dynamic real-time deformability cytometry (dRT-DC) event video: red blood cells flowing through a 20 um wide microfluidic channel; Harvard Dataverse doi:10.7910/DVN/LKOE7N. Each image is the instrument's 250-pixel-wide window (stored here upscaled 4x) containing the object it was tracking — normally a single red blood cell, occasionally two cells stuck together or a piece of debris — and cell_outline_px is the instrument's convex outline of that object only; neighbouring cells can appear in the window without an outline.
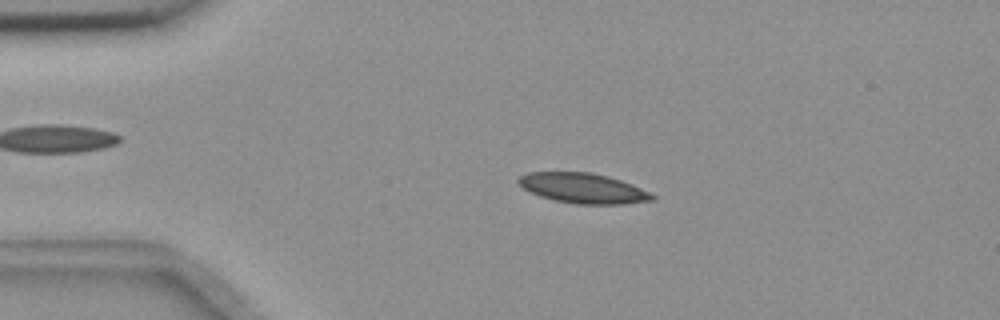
{"species": "common noctule bat (a hibernating species)", "species_latin": "Nyctalus noctula", "temperature_condition": "room temperature", "stored_images_in_passage": 2, "camera_frame_rate_fps": 3000, "um_per_image_px": 0.085, "animal": {"sex": "female", "body_mass_g": 18.4}, "frame": {"image": 1, "passage_image": 1, "time_ms": 0.0, "image_size_px": [1000, 320], "cell_outline_px": [[656, 200], [624, 204], [576, 204], [556, 200], [540, 196], [524, 188], [516, 180], [520, 176], [528, 172], [592, 172], [608, 176], [632, 184], [656, 196]], "centroid_in_image_um": [49.59, 15.99], "position_along_channel_um": 35.4, "area_um2": 23.35}}